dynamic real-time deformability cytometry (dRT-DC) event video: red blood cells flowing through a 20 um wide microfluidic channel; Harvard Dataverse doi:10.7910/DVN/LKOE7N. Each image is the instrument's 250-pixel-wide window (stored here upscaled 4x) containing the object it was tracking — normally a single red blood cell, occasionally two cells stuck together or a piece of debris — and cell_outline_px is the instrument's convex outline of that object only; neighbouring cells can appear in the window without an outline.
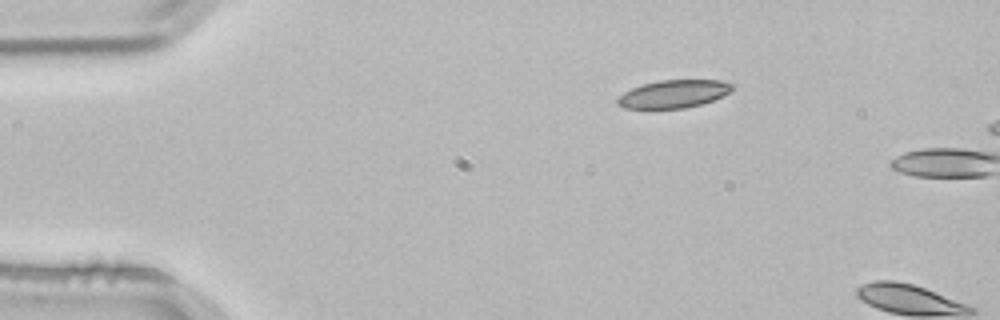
{"species": "common noctule bat (a hibernating species)", "species_latin": "Nyctalus noctula", "temperature_condition": "room temperature", "stored_images_in_passage": 2, "camera_frame_rate_fps": 3000, "um_per_image_px": 0.085, "animal": {"sex": "male", "body_mass_g": 21.5, "forearm_length_mm": 52.0}, "frame": {"image": 1, "passage_image": 1, "time_ms": 0.0, "image_size_px": [1000, 320], "cell_outline_px": [[732, 88], [728, 92], [712, 100], [700, 104], [684, 108], [624, 108], [616, 104], [616, 100], [624, 92], [632, 88], [644, 84], [660, 80], [720, 80], [732, 84]], "centroid_in_image_um": [57.21, 7.98], "position_along_channel_um": 27.8, "area_um2": 18.26}}